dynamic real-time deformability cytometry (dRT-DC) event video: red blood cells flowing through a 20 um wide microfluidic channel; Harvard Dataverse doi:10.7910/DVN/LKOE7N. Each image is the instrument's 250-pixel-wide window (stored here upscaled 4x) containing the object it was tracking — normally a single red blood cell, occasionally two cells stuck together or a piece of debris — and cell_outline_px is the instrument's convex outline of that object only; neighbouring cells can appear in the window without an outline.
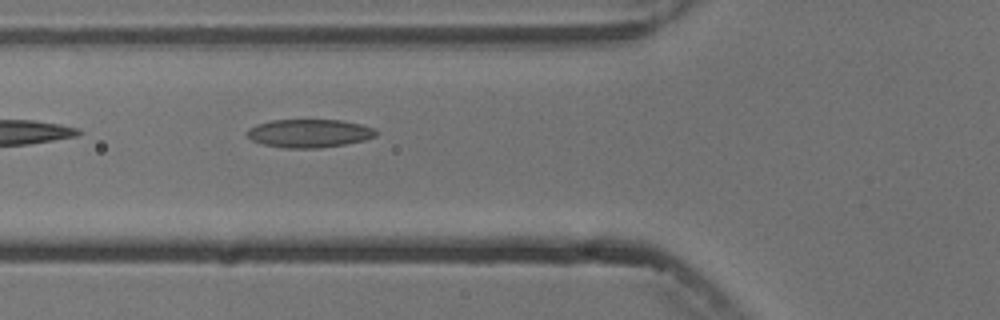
{"species": "common noctule bat (a hibernating species)", "species_latin": "Nyctalus noctula", "temperature_condition": "cold", "stored_images_in_passage": 5, "camera_frame_rate_fps": 3000, "um_per_image_px": 0.085, "animal": {"sex": "male", "body_mass_g": 13.3}, "frame": {"image": 1, "passage_image": 5, "time_ms": 4.667, "image_size_px": [1000, 320], "cell_outline_px": [[376, 136], [364, 140], [344, 144], [320, 148], [284, 148], [260, 144], [252, 140], [244, 132], [248, 128], [256, 124], [272, 120], [340, 120], [360, 124], [376, 128]], "centroid_in_image_um": [26.24, 11.33], "position_along_channel_um": 99.6, "area_um2": 21.39}}